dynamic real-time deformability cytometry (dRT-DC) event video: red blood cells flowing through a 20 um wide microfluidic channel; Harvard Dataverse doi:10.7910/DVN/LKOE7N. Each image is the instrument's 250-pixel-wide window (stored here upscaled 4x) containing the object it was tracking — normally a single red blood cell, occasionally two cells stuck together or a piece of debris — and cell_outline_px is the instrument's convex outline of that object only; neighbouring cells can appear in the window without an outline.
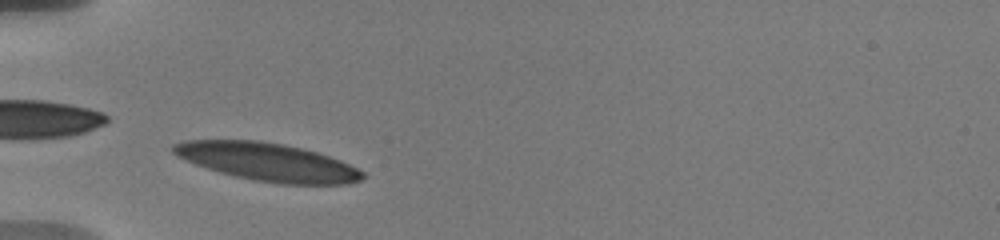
{"species": "human", "species_latin": "Homo sapiens", "temperature_condition": "warm", "stored_images_in_passage": 11, "camera_frame_rate_fps": 3000, "um_per_image_px": 0.085, "donor": {"sex": "male"}, "frame": {"image": 1, "passage_image": 2, "time_ms": 0.333, "image_size_px": [1000, 240], "cell_outline_px": [[364, 180], [348, 184], [284, 184], [252, 180], [220, 172], [196, 164], [172, 152], [172, 144], [184, 140], [260, 140], [284, 144], [316, 152], [340, 160], [364, 172]], "centroid_in_image_um": [22.77, 13.76], "position_along_channel_um": 62.2, "area_um2": 41.56}}
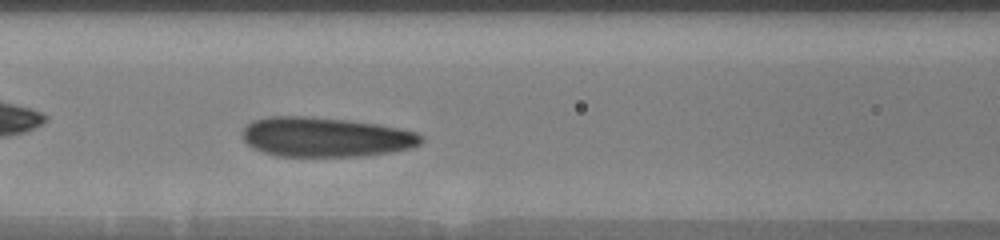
{"frame": {"image": 2, "passage_image": 8, "time_ms": 2.667, "image_size_px": [1000, 240], "cell_outline_px": [[424, 140], [420, 144], [412, 148], [392, 152], [364, 156], [276, 156], [252, 148], [244, 140], [244, 128], [252, 120], [268, 116], [312, 116], [348, 120], [376, 124], [416, 132], [424, 136]], "centroid_in_image_um": [27.69, 11.65], "position_along_channel_um": 138.9, "area_um2": 41.44}}
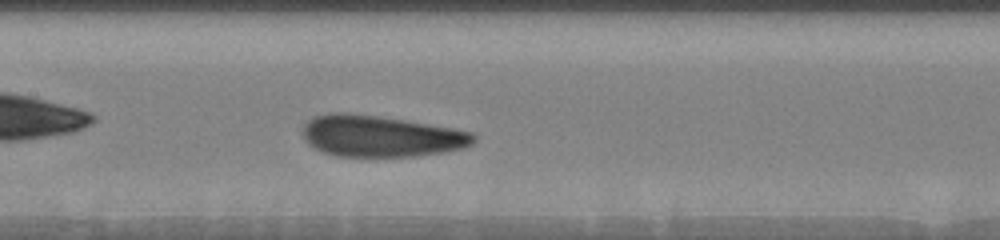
{"frame": {"image": 3, "passage_image": 11, "time_ms": 3.667, "image_size_px": [1000, 240], "cell_outline_px": [[476, 140], [472, 144], [464, 148], [444, 152], [416, 156], [336, 156], [320, 152], [312, 148], [304, 140], [304, 124], [312, 116], [328, 112], [348, 112], [404, 120], [452, 128], [472, 132], [476, 136]], "centroid_in_image_um": [32.32, 11.57], "position_along_channel_um": 175.1, "area_um2": 41.44}}